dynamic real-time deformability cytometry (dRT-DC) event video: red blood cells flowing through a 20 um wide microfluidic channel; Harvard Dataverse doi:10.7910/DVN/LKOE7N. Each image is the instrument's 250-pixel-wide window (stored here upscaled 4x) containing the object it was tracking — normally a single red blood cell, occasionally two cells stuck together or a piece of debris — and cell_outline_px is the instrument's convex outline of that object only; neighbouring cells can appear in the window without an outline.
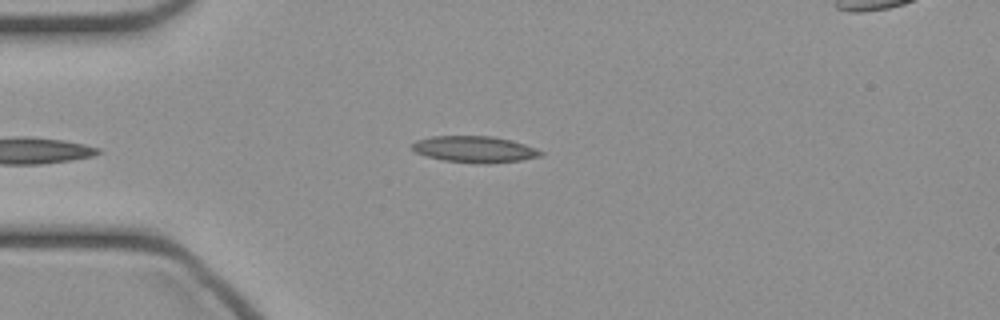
{"species": "common noctule bat (a hibernating species)", "species_latin": "Nyctalus noctula", "temperature_condition": "cold", "stored_images_in_passage": 33, "camera_frame_rate_fps": 3000, "um_per_image_px": 0.085, "animal": {"sex": "female", "body_mass_g": 21.9}, "frame": {"image": 1, "passage_image": 1, "time_ms": 0.0, "image_size_px": [1000, 320], "cell_outline_px": [[544, 156], [524, 160], [444, 160], [428, 156], [416, 152], [412, 148], [412, 144], [416, 140], [432, 136], [492, 136], [512, 140], [536, 148], [544, 152]], "centroid_in_image_um": [40.36, 12.62], "position_along_channel_um": 44.6, "area_um2": 18.67}}
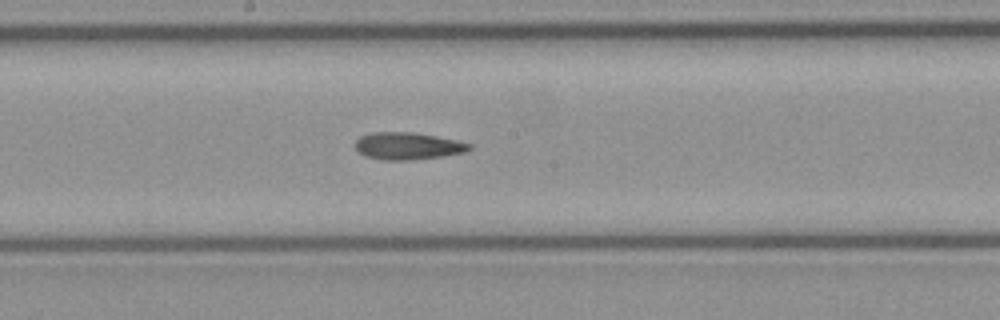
{"frame": {"image": 2, "passage_image": 14, "time_ms": 4.333, "image_size_px": [1000, 320], "cell_outline_px": [[472, 148], [464, 152], [444, 156], [408, 160], [384, 160], [364, 156], [356, 148], [356, 140], [360, 136], [372, 132], [412, 132], [436, 136], [456, 140], [472, 144]], "centroid_in_image_um": [34.66, 12.4], "position_along_channel_um": 213.5, "area_um2": 18.03}}
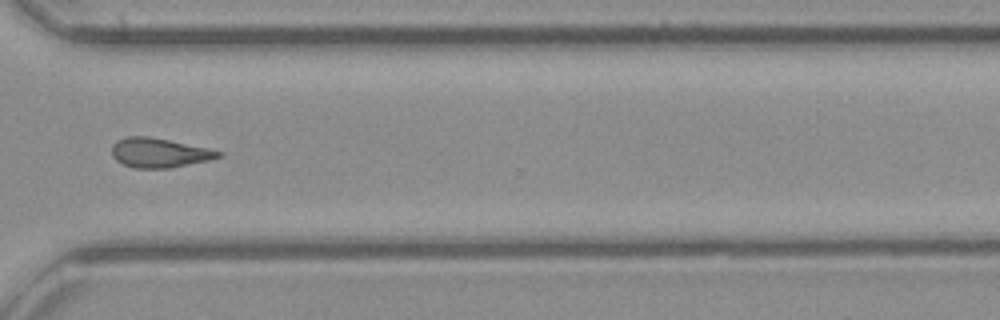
{"frame": {"image": 3, "passage_image": 24, "time_ms": 7.667, "image_size_px": [1000, 320], "cell_outline_px": [[224, 156], [208, 160], [168, 168], [132, 168], [116, 160], [112, 156], [112, 144], [116, 140], [124, 136], [148, 136], [208, 148], [224, 152]], "centroid_in_image_um": [13.51, 12.98], "position_along_channel_um": 357.1, "area_um2": 18.32}}